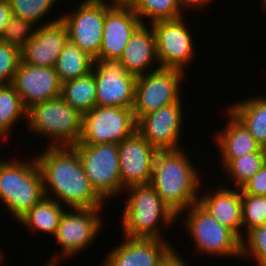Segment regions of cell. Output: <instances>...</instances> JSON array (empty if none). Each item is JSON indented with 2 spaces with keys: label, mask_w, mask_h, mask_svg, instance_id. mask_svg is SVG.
I'll return each instance as SVG.
<instances>
[{
  "label": "cell",
  "mask_w": 266,
  "mask_h": 266,
  "mask_svg": "<svg viewBox=\"0 0 266 266\" xmlns=\"http://www.w3.org/2000/svg\"><path fill=\"white\" fill-rule=\"evenodd\" d=\"M42 143L41 151L35 149L34 156L43 177L45 197L66 208L106 207L90 185L77 151L73 147H45Z\"/></svg>",
  "instance_id": "6da1fadb"
},
{
  "label": "cell",
  "mask_w": 266,
  "mask_h": 266,
  "mask_svg": "<svg viewBox=\"0 0 266 266\" xmlns=\"http://www.w3.org/2000/svg\"><path fill=\"white\" fill-rule=\"evenodd\" d=\"M184 149L158 150L150 185L163 202L177 215L198 203L204 177ZM193 161V162H192ZM196 166V167H195ZM202 173V174H201Z\"/></svg>",
  "instance_id": "7a4b0ae2"
},
{
  "label": "cell",
  "mask_w": 266,
  "mask_h": 266,
  "mask_svg": "<svg viewBox=\"0 0 266 266\" xmlns=\"http://www.w3.org/2000/svg\"><path fill=\"white\" fill-rule=\"evenodd\" d=\"M123 194L128 199L124 197L125 205L119 218L122 236L166 240L162 232L176 225L178 216L163 202L157 191L150 184H141L125 188Z\"/></svg>",
  "instance_id": "3957f363"
},
{
  "label": "cell",
  "mask_w": 266,
  "mask_h": 266,
  "mask_svg": "<svg viewBox=\"0 0 266 266\" xmlns=\"http://www.w3.org/2000/svg\"><path fill=\"white\" fill-rule=\"evenodd\" d=\"M32 153L31 156L28 154L29 158L20 157L18 161L16 158H0V204L14 221L45 197L43 177Z\"/></svg>",
  "instance_id": "277c9868"
},
{
  "label": "cell",
  "mask_w": 266,
  "mask_h": 266,
  "mask_svg": "<svg viewBox=\"0 0 266 266\" xmlns=\"http://www.w3.org/2000/svg\"><path fill=\"white\" fill-rule=\"evenodd\" d=\"M82 115L61 97L27 110L26 127L32 136L48 138L47 147H73L81 134Z\"/></svg>",
  "instance_id": "5b68a950"
},
{
  "label": "cell",
  "mask_w": 266,
  "mask_h": 266,
  "mask_svg": "<svg viewBox=\"0 0 266 266\" xmlns=\"http://www.w3.org/2000/svg\"><path fill=\"white\" fill-rule=\"evenodd\" d=\"M181 214L178 220L180 222L182 218L181 225L185 226L182 229H185L194 241L195 254L198 252L203 256L225 259L241 258V239L231 229L221 225L198 203Z\"/></svg>",
  "instance_id": "8992f818"
},
{
  "label": "cell",
  "mask_w": 266,
  "mask_h": 266,
  "mask_svg": "<svg viewBox=\"0 0 266 266\" xmlns=\"http://www.w3.org/2000/svg\"><path fill=\"white\" fill-rule=\"evenodd\" d=\"M103 210V208L66 209L52 237L60 246L58 250L61 251L60 255L57 253L52 256L46 260L45 265L60 266L64 258L69 261L70 258L90 249L100 236L101 229L106 225L101 214Z\"/></svg>",
  "instance_id": "52a82bcc"
},
{
  "label": "cell",
  "mask_w": 266,
  "mask_h": 266,
  "mask_svg": "<svg viewBox=\"0 0 266 266\" xmlns=\"http://www.w3.org/2000/svg\"><path fill=\"white\" fill-rule=\"evenodd\" d=\"M90 185L96 194L107 204L110 199L123 195L121 185L118 144H75Z\"/></svg>",
  "instance_id": "ba28073f"
},
{
  "label": "cell",
  "mask_w": 266,
  "mask_h": 266,
  "mask_svg": "<svg viewBox=\"0 0 266 266\" xmlns=\"http://www.w3.org/2000/svg\"><path fill=\"white\" fill-rule=\"evenodd\" d=\"M186 74L179 69L160 67L137 76L133 106L136 121L151 111L177 102L183 92L186 93L182 91Z\"/></svg>",
  "instance_id": "9c48e42d"
},
{
  "label": "cell",
  "mask_w": 266,
  "mask_h": 266,
  "mask_svg": "<svg viewBox=\"0 0 266 266\" xmlns=\"http://www.w3.org/2000/svg\"><path fill=\"white\" fill-rule=\"evenodd\" d=\"M187 19L189 18L184 15L177 19L150 24L154 31L157 57L161 68H174L187 73L186 69L198 55L192 26H188Z\"/></svg>",
  "instance_id": "30bf717a"
},
{
  "label": "cell",
  "mask_w": 266,
  "mask_h": 266,
  "mask_svg": "<svg viewBox=\"0 0 266 266\" xmlns=\"http://www.w3.org/2000/svg\"><path fill=\"white\" fill-rule=\"evenodd\" d=\"M133 108L95 106L82 115L78 144H119L136 132Z\"/></svg>",
  "instance_id": "8fae6325"
},
{
  "label": "cell",
  "mask_w": 266,
  "mask_h": 266,
  "mask_svg": "<svg viewBox=\"0 0 266 266\" xmlns=\"http://www.w3.org/2000/svg\"><path fill=\"white\" fill-rule=\"evenodd\" d=\"M67 11L61 20L68 30L69 41L95 59L102 45L106 0H82L76 9Z\"/></svg>",
  "instance_id": "7c38bea8"
},
{
  "label": "cell",
  "mask_w": 266,
  "mask_h": 266,
  "mask_svg": "<svg viewBox=\"0 0 266 266\" xmlns=\"http://www.w3.org/2000/svg\"><path fill=\"white\" fill-rule=\"evenodd\" d=\"M91 72L97 106L133 108L137 76L128 73L120 60L94 59Z\"/></svg>",
  "instance_id": "4fadbf2b"
},
{
  "label": "cell",
  "mask_w": 266,
  "mask_h": 266,
  "mask_svg": "<svg viewBox=\"0 0 266 266\" xmlns=\"http://www.w3.org/2000/svg\"><path fill=\"white\" fill-rule=\"evenodd\" d=\"M151 111L137 120L136 131L157 150H177L183 147L184 106L182 99ZM183 105V106H182ZM182 145V146H181Z\"/></svg>",
  "instance_id": "5bb4252c"
},
{
  "label": "cell",
  "mask_w": 266,
  "mask_h": 266,
  "mask_svg": "<svg viewBox=\"0 0 266 266\" xmlns=\"http://www.w3.org/2000/svg\"><path fill=\"white\" fill-rule=\"evenodd\" d=\"M142 24L141 19L127 3L106 0L102 45L95 59L119 60L127 42Z\"/></svg>",
  "instance_id": "9a60e30c"
},
{
  "label": "cell",
  "mask_w": 266,
  "mask_h": 266,
  "mask_svg": "<svg viewBox=\"0 0 266 266\" xmlns=\"http://www.w3.org/2000/svg\"><path fill=\"white\" fill-rule=\"evenodd\" d=\"M122 238L108 250L100 266H160L175 249L168 239Z\"/></svg>",
  "instance_id": "2e32d148"
},
{
  "label": "cell",
  "mask_w": 266,
  "mask_h": 266,
  "mask_svg": "<svg viewBox=\"0 0 266 266\" xmlns=\"http://www.w3.org/2000/svg\"><path fill=\"white\" fill-rule=\"evenodd\" d=\"M158 150L137 131L118 144L121 185L150 184Z\"/></svg>",
  "instance_id": "e0dca14e"
},
{
  "label": "cell",
  "mask_w": 266,
  "mask_h": 266,
  "mask_svg": "<svg viewBox=\"0 0 266 266\" xmlns=\"http://www.w3.org/2000/svg\"><path fill=\"white\" fill-rule=\"evenodd\" d=\"M11 85L24 107H30L61 95L62 82L55 67H40L20 62Z\"/></svg>",
  "instance_id": "ac0fdd59"
},
{
  "label": "cell",
  "mask_w": 266,
  "mask_h": 266,
  "mask_svg": "<svg viewBox=\"0 0 266 266\" xmlns=\"http://www.w3.org/2000/svg\"><path fill=\"white\" fill-rule=\"evenodd\" d=\"M68 41V30L61 19L39 25L34 36L21 49V62L40 67H55Z\"/></svg>",
  "instance_id": "d6986e66"
},
{
  "label": "cell",
  "mask_w": 266,
  "mask_h": 266,
  "mask_svg": "<svg viewBox=\"0 0 266 266\" xmlns=\"http://www.w3.org/2000/svg\"><path fill=\"white\" fill-rule=\"evenodd\" d=\"M215 185L216 189L200 192L198 204L221 225L231 229L241 240L243 238L241 190L234 187Z\"/></svg>",
  "instance_id": "ffe728a7"
},
{
  "label": "cell",
  "mask_w": 266,
  "mask_h": 266,
  "mask_svg": "<svg viewBox=\"0 0 266 266\" xmlns=\"http://www.w3.org/2000/svg\"><path fill=\"white\" fill-rule=\"evenodd\" d=\"M227 121L221 130H215L211 142L217 147L220 167L223 169L231 160L253 152H266L261 148L245 126L229 111L224 112Z\"/></svg>",
  "instance_id": "44dd1931"
},
{
  "label": "cell",
  "mask_w": 266,
  "mask_h": 266,
  "mask_svg": "<svg viewBox=\"0 0 266 266\" xmlns=\"http://www.w3.org/2000/svg\"><path fill=\"white\" fill-rule=\"evenodd\" d=\"M119 60L127 72L135 76L160 68L155 35L150 24H142L133 33Z\"/></svg>",
  "instance_id": "7402d4cb"
},
{
  "label": "cell",
  "mask_w": 266,
  "mask_h": 266,
  "mask_svg": "<svg viewBox=\"0 0 266 266\" xmlns=\"http://www.w3.org/2000/svg\"><path fill=\"white\" fill-rule=\"evenodd\" d=\"M232 103L226 110L245 126L261 148L266 149V96L252 95Z\"/></svg>",
  "instance_id": "603a6c76"
},
{
  "label": "cell",
  "mask_w": 266,
  "mask_h": 266,
  "mask_svg": "<svg viewBox=\"0 0 266 266\" xmlns=\"http://www.w3.org/2000/svg\"><path fill=\"white\" fill-rule=\"evenodd\" d=\"M66 209L67 208L59 202L44 197L29 212L20 218L17 224L20 222V226L26 227L29 230L28 232L34 235H39V232H41L43 233L42 235L45 233L46 236L53 237Z\"/></svg>",
  "instance_id": "cb8c5ba5"
},
{
  "label": "cell",
  "mask_w": 266,
  "mask_h": 266,
  "mask_svg": "<svg viewBox=\"0 0 266 266\" xmlns=\"http://www.w3.org/2000/svg\"><path fill=\"white\" fill-rule=\"evenodd\" d=\"M21 120H27V109L11 84L0 86V141L5 142ZM5 140V141H3Z\"/></svg>",
  "instance_id": "d4e9b609"
},
{
  "label": "cell",
  "mask_w": 266,
  "mask_h": 266,
  "mask_svg": "<svg viewBox=\"0 0 266 266\" xmlns=\"http://www.w3.org/2000/svg\"><path fill=\"white\" fill-rule=\"evenodd\" d=\"M60 97L81 115L92 110L96 104V82L94 74L71 79L62 83Z\"/></svg>",
  "instance_id": "484cf974"
},
{
  "label": "cell",
  "mask_w": 266,
  "mask_h": 266,
  "mask_svg": "<svg viewBox=\"0 0 266 266\" xmlns=\"http://www.w3.org/2000/svg\"><path fill=\"white\" fill-rule=\"evenodd\" d=\"M93 65L92 56L68 41L57 59L55 71L63 83L89 74Z\"/></svg>",
  "instance_id": "4316f807"
},
{
  "label": "cell",
  "mask_w": 266,
  "mask_h": 266,
  "mask_svg": "<svg viewBox=\"0 0 266 266\" xmlns=\"http://www.w3.org/2000/svg\"><path fill=\"white\" fill-rule=\"evenodd\" d=\"M127 4L143 24L177 19L188 12L178 0H129Z\"/></svg>",
  "instance_id": "83f0119b"
},
{
  "label": "cell",
  "mask_w": 266,
  "mask_h": 266,
  "mask_svg": "<svg viewBox=\"0 0 266 266\" xmlns=\"http://www.w3.org/2000/svg\"><path fill=\"white\" fill-rule=\"evenodd\" d=\"M8 1L10 4L12 15L23 18L25 21L33 23L36 27H38L39 25L58 21L62 18V16H60L62 15V12L61 14L53 13L56 14L55 17L52 16L53 15L52 13L50 15V12L52 11L56 12L55 5L59 3L60 0H8ZM50 16L52 18H50ZM44 19L47 20L45 21Z\"/></svg>",
  "instance_id": "f1b7e54d"
},
{
  "label": "cell",
  "mask_w": 266,
  "mask_h": 266,
  "mask_svg": "<svg viewBox=\"0 0 266 266\" xmlns=\"http://www.w3.org/2000/svg\"><path fill=\"white\" fill-rule=\"evenodd\" d=\"M266 162V152H253L231 160L223 169L226 174L228 187L241 189L247 181L254 176ZM225 171V172H224ZM234 184V185H233Z\"/></svg>",
  "instance_id": "f546056e"
},
{
  "label": "cell",
  "mask_w": 266,
  "mask_h": 266,
  "mask_svg": "<svg viewBox=\"0 0 266 266\" xmlns=\"http://www.w3.org/2000/svg\"><path fill=\"white\" fill-rule=\"evenodd\" d=\"M241 260L266 266V224L249 230L241 240Z\"/></svg>",
  "instance_id": "4dcf8cb0"
},
{
  "label": "cell",
  "mask_w": 266,
  "mask_h": 266,
  "mask_svg": "<svg viewBox=\"0 0 266 266\" xmlns=\"http://www.w3.org/2000/svg\"><path fill=\"white\" fill-rule=\"evenodd\" d=\"M243 237L252 228L266 224V196L241 192Z\"/></svg>",
  "instance_id": "1f68e13d"
},
{
  "label": "cell",
  "mask_w": 266,
  "mask_h": 266,
  "mask_svg": "<svg viewBox=\"0 0 266 266\" xmlns=\"http://www.w3.org/2000/svg\"><path fill=\"white\" fill-rule=\"evenodd\" d=\"M36 26L23 18L12 15L0 40L22 49L35 34Z\"/></svg>",
  "instance_id": "d6a6232c"
},
{
  "label": "cell",
  "mask_w": 266,
  "mask_h": 266,
  "mask_svg": "<svg viewBox=\"0 0 266 266\" xmlns=\"http://www.w3.org/2000/svg\"><path fill=\"white\" fill-rule=\"evenodd\" d=\"M21 62V50L0 40V86L11 84Z\"/></svg>",
  "instance_id": "836d02e7"
},
{
  "label": "cell",
  "mask_w": 266,
  "mask_h": 266,
  "mask_svg": "<svg viewBox=\"0 0 266 266\" xmlns=\"http://www.w3.org/2000/svg\"><path fill=\"white\" fill-rule=\"evenodd\" d=\"M240 190L247 195L266 196V162Z\"/></svg>",
  "instance_id": "e575fe53"
},
{
  "label": "cell",
  "mask_w": 266,
  "mask_h": 266,
  "mask_svg": "<svg viewBox=\"0 0 266 266\" xmlns=\"http://www.w3.org/2000/svg\"><path fill=\"white\" fill-rule=\"evenodd\" d=\"M12 16L10 4L8 0H0V38Z\"/></svg>",
  "instance_id": "d590c367"
},
{
  "label": "cell",
  "mask_w": 266,
  "mask_h": 266,
  "mask_svg": "<svg viewBox=\"0 0 266 266\" xmlns=\"http://www.w3.org/2000/svg\"><path fill=\"white\" fill-rule=\"evenodd\" d=\"M181 5L189 12L195 11H201V10H206V7L208 5L212 7L210 4L214 2V0H178ZM213 1V2H212ZM191 10V11H190Z\"/></svg>",
  "instance_id": "8d00e7d4"
},
{
  "label": "cell",
  "mask_w": 266,
  "mask_h": 266,
  "mask_svg": "<svg viewBox=\"0 0 266 266\" xmlns=\"http://www.w3.org/2000/svg\"><path fill=\"white\" fill-rule=\"evenodd\" d=\"M174 249L167 258L160 264V266H190L187 260H184L183 255ZM186 262V263H185Z\"/></svg>",
  "instance_id": "74e56055"
},
{
  "label": "cell",
  "mask_w": 266,
  "mask_h": 266,
  "mask_svg": "<svg viewBox=\"0 0 266 266\" xmlns=\"http://www.w3.org/2000/svg\"><path fill=\"white\" fill-rule=\"evenodd\" d=\"M260 2V6H261V9L262 11L261 12H264L266 13V0H259Z\"/></svg>",
  "instance_id": "f35d334b"
},
{
  "label": "cell",
  "mask_w": 266,
  "mask_h": 266,
  "mask_svg": "<svg viewBox=\"0 0 266 266\" xmlns=\"http://www.w3.org/2000/svg\"><path fill=\"white\" fill-rule=\"evenodd\" d=\"M1 246V245H0ZM2 247H0V261H4L6 258V256L4 255L5 253H3V251H2V249H1Z\"/></svg>",
  "instance_id": "ab89813d"
},
{
  "label": "cell",
  "mask_w": 266,
  "mask_h": 266,
  "mask_svg": "<svg viewBox=\"0 0 266 266\" xmlns=\"http://www.w3.org/2000/svg\"><path fill=\"white\" fill-rule=\"evenodd\" d=\"M114 3H127L129 0H110Z\"/></svg>",
  "instance_id": "60d3db41"
}]
</instances>
